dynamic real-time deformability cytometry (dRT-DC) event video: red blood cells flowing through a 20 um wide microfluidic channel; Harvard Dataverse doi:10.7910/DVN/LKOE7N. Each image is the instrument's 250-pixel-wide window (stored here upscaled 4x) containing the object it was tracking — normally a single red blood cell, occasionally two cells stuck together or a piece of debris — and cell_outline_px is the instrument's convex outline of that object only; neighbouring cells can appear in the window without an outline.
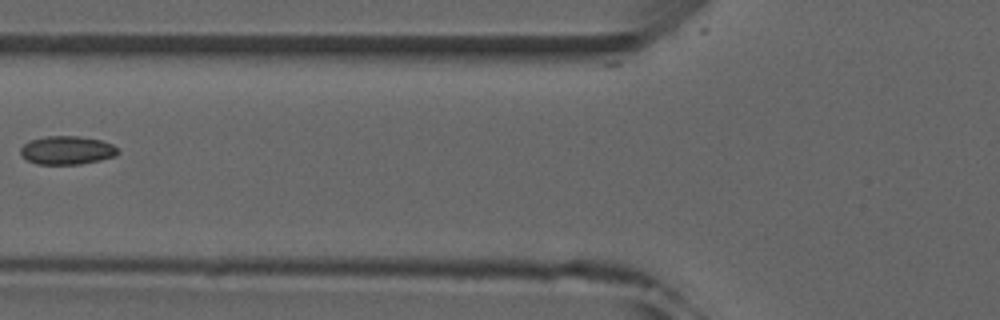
{"species": "common noctule bat (a hibernating species)", "species_latin": "Nyctalus noctula", "temperature_condition": "room temperature", "stored_images_in_passage": 4, "camera_frame_rate_fps": 3000, "um_per_image_px": 0.085, "animal": {"sex": "male", "forearm_length_mm": 52.5}, "frame": {"image": 1, "passage_image": 3, "time_ms": 2.333, "image_size_px": [1000, 320], "cell_outline_px": [[120, 152], [116, 156], [100, 160], [80, 164], [36, 164], [28, 160], [20, 152], [20, 148], [24, 144], [32, 140], [48, 136], [80, 136], [100, 140], [112, 144]], "centroid_in_image_um": [5.72, 12.77], "position_along_channel_um": 120.1, "area_um2": 16.01}}
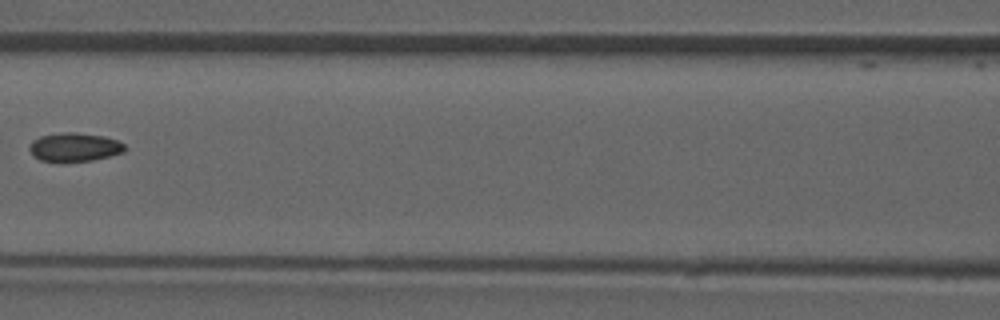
{"frame": {"image": 2, "passage_image": 4, "time_ms": 3.333, "image_size_px": [1000, 320], "cell_outline_px": [[124, 152], [92, 160], [64, 164], [40, 160], [28, 148], [32, 140], [40, 136], [60, 132], [76, 132], [104, 136], [116, 140], [124, 144]], "centroid_in_image_um": [6.29, 12.52], "position_along_channel_um": 160.3, "area_um2": 16.24}}